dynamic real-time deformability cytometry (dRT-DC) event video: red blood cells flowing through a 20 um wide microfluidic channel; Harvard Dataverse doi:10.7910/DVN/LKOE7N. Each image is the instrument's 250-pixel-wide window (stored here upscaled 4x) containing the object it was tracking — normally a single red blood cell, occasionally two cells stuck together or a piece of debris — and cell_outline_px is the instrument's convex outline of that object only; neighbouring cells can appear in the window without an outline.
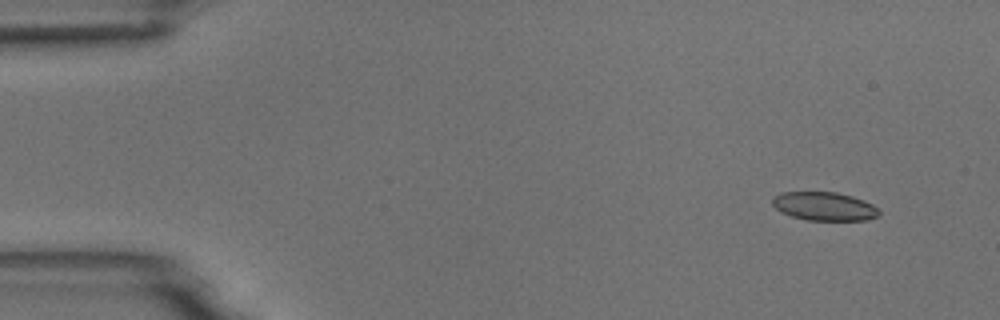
{"species": "common noctule bat (a hibernating species)", "species_latin": "Nyctalus noctula", "temperature_condition": "room temperature", "stored_images_in_passage": 7, "camera_frame_rate_fps": 3000, "um_per_image_px": 0.085, "animal": {"sex": "male", "body_mass_g": 18.8}, "frame": {"image": 1, "passage_image": 1, "time_ms": 0.0, "image_size_px": [1000, 320], "cell_outline_px": [[880, 212], [876, 216], [868, 220], [808, 220], [792, 216], [780, 212], [772, 204], [772, 196], [780, 192], [836, 192], [852, 196], [864, 200], [872, 204]], "centroid_in_image_um": [70.03, 17.53], "position_along_channel_um": 15.0, "area_um2": 17.74}}
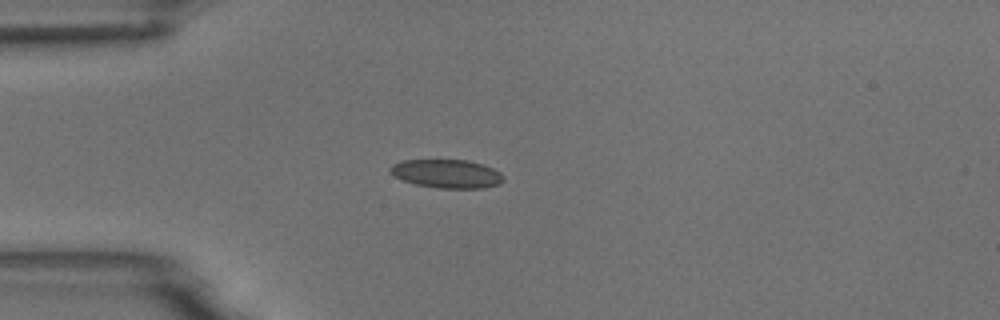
{"frame": {"image": 2, "passage_image": 4, "time_ms": 3.333, "image_size_px": [1000, 320], "cell_outline_px": [[504, 180], [500, 184], [484, 188], [436, 188], [416, 184], [404, 180], [388, 172], [388, 168], [392, 164], [404, 160], [468, 160], [484, 164], [500, 172], [504, 176]], "centroid_in_image_um": [38.0, 14.76], "position_along_channel_um": 47.0, "area_um2": 18.96}}